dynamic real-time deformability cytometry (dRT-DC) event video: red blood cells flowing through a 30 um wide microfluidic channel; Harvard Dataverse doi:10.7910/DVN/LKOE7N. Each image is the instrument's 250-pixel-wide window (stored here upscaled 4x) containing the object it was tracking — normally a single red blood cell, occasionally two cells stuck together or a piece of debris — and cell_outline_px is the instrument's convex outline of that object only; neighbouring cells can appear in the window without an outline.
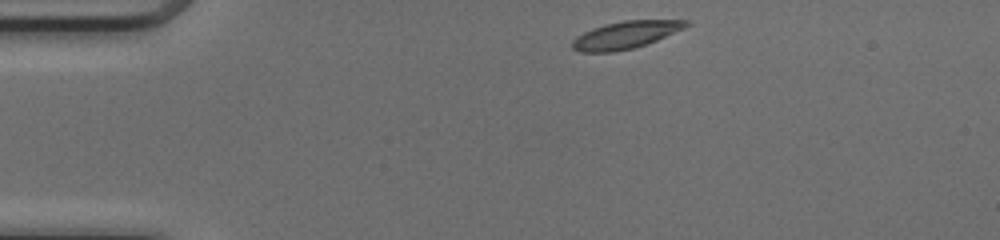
{"species": "common noctule bat (a hibernating species)", "species_latin": "Nyctalus noctula", "temperature_condition": "cold", "stored_images_in_passage": 41, "camera_frame_rate_fps": 3000, "um_per_image_px": 0.085, "animal": {"sex": "female", "body_mass_g": 17.0, "forearm_length_mm": 48.0}, "frame": {"image": 1, "passage_image": 1, "time_ms": 0.0, "image_size_px": [1000, 240], "cell_outline_px": [[692, 24], [684, 28], [656, 40], [632, 48], [612, 52], [580, 52], [572, 48], [572, 40], [576, 36], [592, 28], [604, 24], [624, 20], [688, 20]], "centroid_in_image_um": [53.15, 2.96], "position_along_channel_um": 31.8, "area_um2": 18.03}}
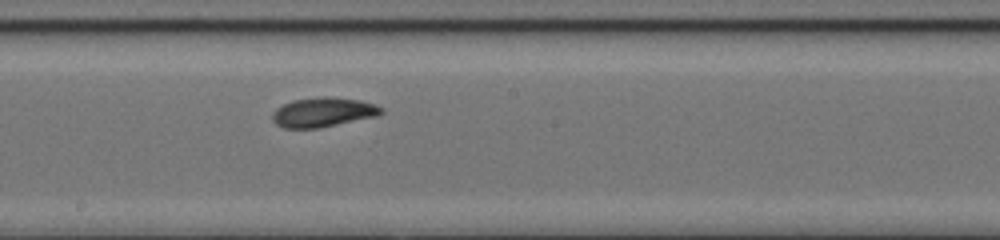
{"frame": {"image": 2, "passage_image": 19, "time_ms": 6.0, "image_size_px": [1000, 240], "cell_outline_px": [[384, 112], [376, 116], [320, 128], [284, 128], [276, 124], [272, 120], [272, 112], [276, 108], [292, 100], [320, 96], [332, 96], [360, 100], [384, 108]], "centroid_in_image_um": [27.44, 9.53], "position_along_channel_um": 220.8, "area_um2": 18.84}}
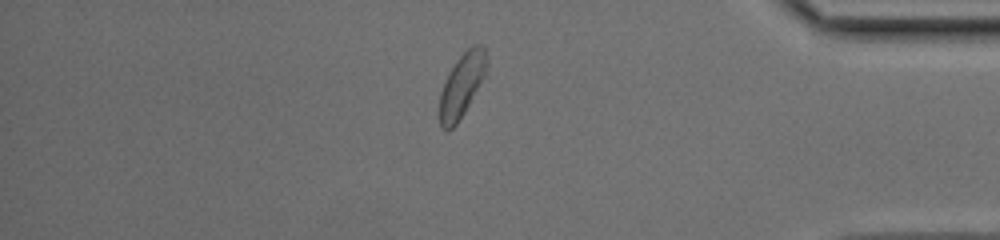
{"frame": {"image": 3, "passage_image": 34, "time_ms": 11.0, "image_size_px": [1000, 240], "cell_outline_px": [[488, 64], [484, 76], [464, 112], [456, 124], [448, 132], [440, 128], [440, 92], [456, 60], [472, 44], [484, 44], [488, 56]], "centroid_in_image_um": [39.28, 7.21], "position_along_channel_um": 395.9, "area_um2": 17.28}, "authors_computed_cell_mechanics": {"area_um2": 18.3804, "velocity_mm_per_s": 4.1041, "shape_relaxation_time_tau1_ms": 2.9867, "shape_relaxation_time_tau2_ms": 2.5489, "deformation_change_tau1": 0.1271, "deformation_change_tau2": 0.0666}}